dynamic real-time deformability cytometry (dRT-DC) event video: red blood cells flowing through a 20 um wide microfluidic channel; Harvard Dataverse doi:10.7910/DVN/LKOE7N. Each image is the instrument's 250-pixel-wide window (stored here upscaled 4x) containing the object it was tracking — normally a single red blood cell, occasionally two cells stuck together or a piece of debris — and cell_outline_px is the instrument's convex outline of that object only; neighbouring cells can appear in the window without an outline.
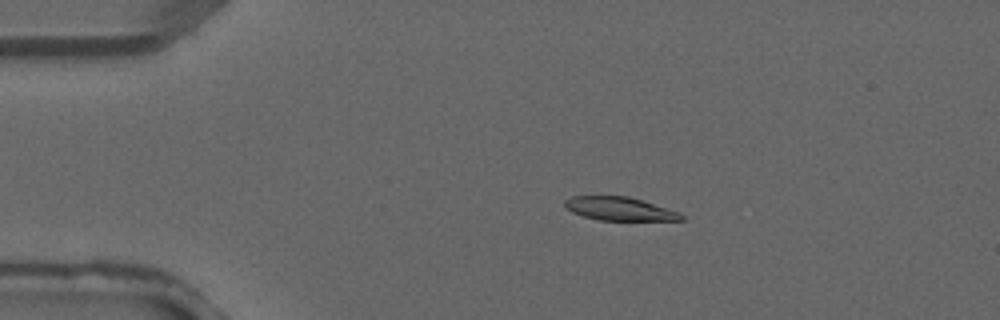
{"species": "common noctule bat (a hibernating species)", "species_latin": "Nyctalus noctula", "temperature_condition": "warm", "stored_images_in_passage": 2, "camera_frame_rate_fps": 3000, "um_per_image_px": 0.085, "animal": {"sex": "male", "forearm_length_mm": 52.5}, "frame": {"image": 1, "passage_image": 1, "time_ms": 0.0, "image_size_px": [1000, 320], "cell_outline_px": [[684, 220], [596, 220], [572, 212], [564, 204], [564, 200], [572, 196], [628, 196], [680, 212], [684, 216]], "centroid_in_image_um": [52.66, 17.75], "position_along_channel_um": 32.3, "area_um2": 15.78}}